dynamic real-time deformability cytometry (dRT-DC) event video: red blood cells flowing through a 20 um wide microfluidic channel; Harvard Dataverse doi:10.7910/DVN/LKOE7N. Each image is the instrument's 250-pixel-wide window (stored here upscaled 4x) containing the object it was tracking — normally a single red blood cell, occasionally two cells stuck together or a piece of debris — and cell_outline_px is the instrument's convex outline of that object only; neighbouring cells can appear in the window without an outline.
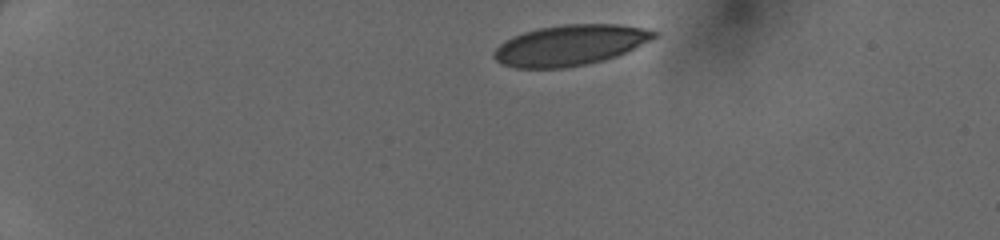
{"species": "human", "species_latin": "Homo sapiens", "temperature_condition": "cold", "stored_images_in_passage": 38, "camera_frame_rate_fps": 3000, "um_per_image_px": 0.085, "donor": {"sex": "female"}, "frame": {"image": 1, "passage_image": 1, "time_ms": 0.0, "image_size_px": [1000, 240], "cell_outline_px": [[656, 36], [616, 56], [604, 60], [564, 68], [516, 68], [500, 64], [492, 56], [492, 52], [500, 44], [512, 36], [524, 32], [540, 28], [564, 24], [616, 24], [640, 28], [656, 32]], "centroid_in_image_um": [48.35, 3.85], "position_along_channel_um": 36.6, "area_um2": 37.34}}
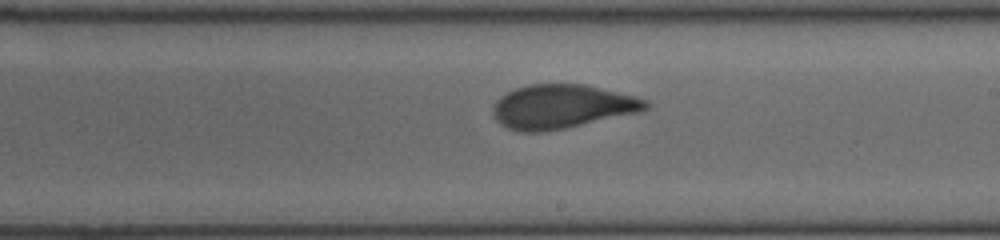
{"frame": {"image": 2, "passage_image": 21, "time_ms": 6.667, "image_size_px": [1000, 240], "cell_outline_px": [[648, 108], [640, 112], [564, 128], [544, 132], [520, 132], [508, 128], [500, 124], [492, 116], [492, 104], [500, 96], [516, 88], [528, 84], [584, 84], [636, 96], [648, 100]], "centroid_in_image_um": [47.73, 9.06], "position_along_channel_um": 241.3, "area_um2": 39.25}}
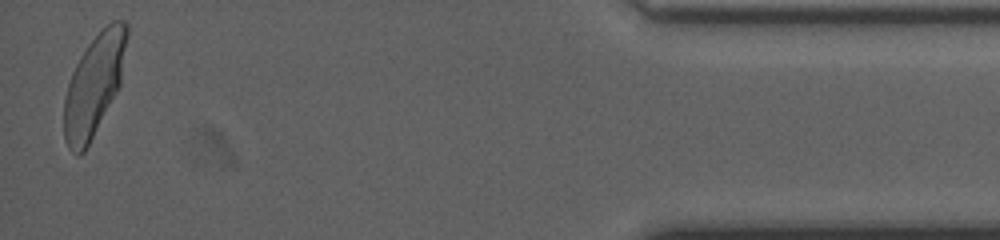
{"frame": {"image": 3, "passage_image": 38, "time_ms": 12.333, "image_size_px": [1000, 240], "cell_outline_px": [[128, 36], [120, 84], [116, 92], [84, 152], [76, 156], [68, 148], [64, 140], [64, 96], [72, 72], [80, 56], [88, 44], [112, 20], [124, 20], [128, 24]], "centroid_in_image_um": [7.99, 7.22], "position_along_channel_um": 427.2, "area_um2": 36.7}}